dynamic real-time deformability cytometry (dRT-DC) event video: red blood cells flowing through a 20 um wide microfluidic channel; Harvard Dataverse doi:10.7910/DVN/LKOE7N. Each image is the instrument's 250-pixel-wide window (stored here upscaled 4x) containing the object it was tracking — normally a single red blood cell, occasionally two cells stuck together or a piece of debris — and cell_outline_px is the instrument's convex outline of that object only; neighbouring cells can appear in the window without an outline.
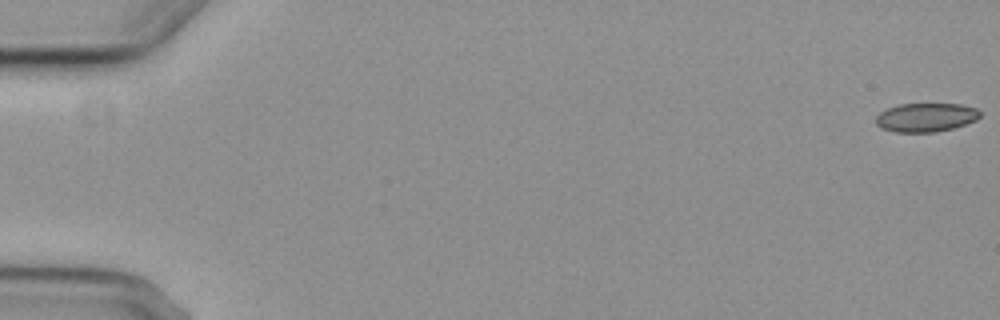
{"species": "common noctule bat (a hibernating species)", "species_latin": "Nyctalus noctula", "temperature_condition": "cold", "stored_images_in_passage": 7, "camera_frame_rate_fps": 3000, "um_per_image_px": 0.085, "animal": {"sex": "female", "body_mass_g": 29.2, "forearm_length_mm": 56.3}, "frame": {"image": 1, "passage_image": 1, "time_ms": 0.0, "image_size_px": [1000, 320], "cell_outline_px": [[980, 116], [976, 120], [952, 128], [936, 132], [896, 132], [880, 128], [876, 124], [876, 116], [880, 112], [888, 108], [900, 104], [960, 104], [976, 108], [980, 112]], "centroid_in_image_um": [78.68, 9.98], "position_along_channel_um": 6.3, "area_um2": 17.4}}
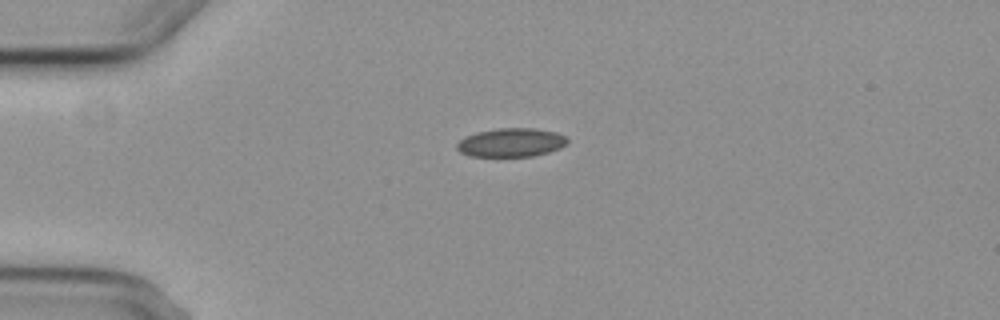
{"frame": {"image": 2, "passage_image": 5, "time_ms": 4.667, "image_size_px": [1000, 320], "cell_outline_px": [[568, 144], [560, 148], [548, 152], [532, 156], [468, 156], [460, 152], [456, 148], [456, 144], [464, 136], [476, 132], [496, 128], [536, 128], [556, 132], [568, 136]], "centroid_in_image_um": [43.45, 12.1], "position_along_channel_um": 41.5, "area_um2": 18.73}}
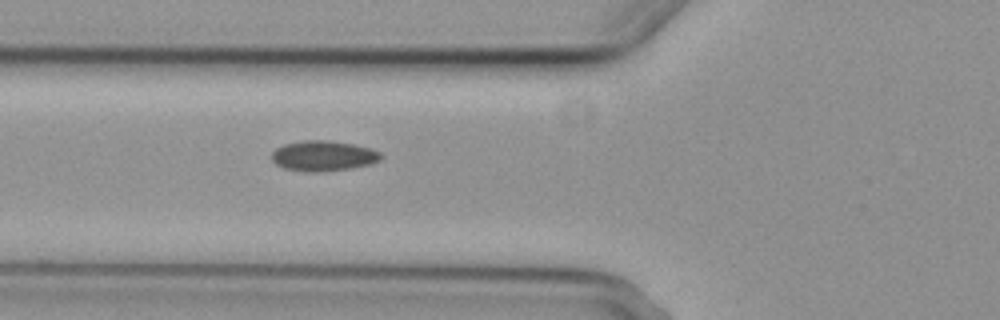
{"frame": {"image": 3, "passage_image": 7, "time_ms": 7.0, "image_size_px": [1000, 320], "cell_outline_px": [[384, 156], [380, 160], [372, 164], [352, 168], [320, 172], [304, 172], [284, 168], [276, 164], [272, 160], [272, 152], [276, 148], [284, 144], [304, 140], [328, 140], [352, 144], [368, 148], [380, 152]], "centroid_in_image_um": [27.48, 13.26], "position_along_channel_um": 98.3, "area_um2": 19.42}}